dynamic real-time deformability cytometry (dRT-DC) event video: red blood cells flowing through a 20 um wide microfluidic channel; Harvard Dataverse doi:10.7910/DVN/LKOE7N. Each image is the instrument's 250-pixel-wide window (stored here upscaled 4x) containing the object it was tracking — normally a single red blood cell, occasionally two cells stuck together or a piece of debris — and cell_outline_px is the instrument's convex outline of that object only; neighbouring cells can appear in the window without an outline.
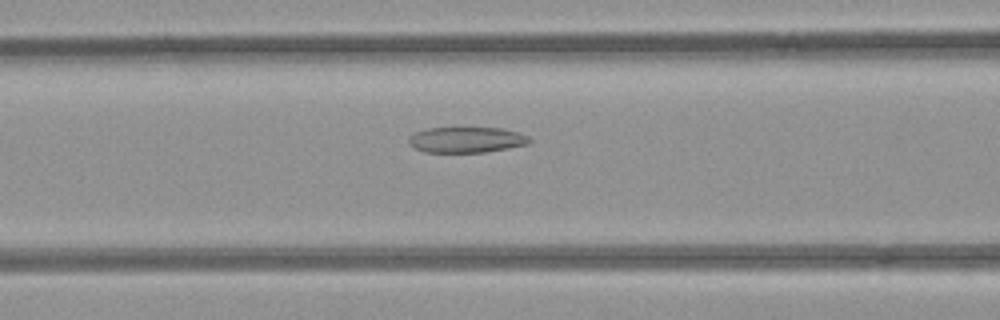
{"species": "common noctule bat (a hibernating species)", "species_latin": "Nyctalus noctula", "temperature_condition": "room temperature", "stored_images_in_passage": 30, "segment_of_instrument_passage": [1, 2], "camera_frame_rate_fps": 3000, "um_per_image_px": 0.085, "animal": {"sex": "female", "body_mass_g": 21.9}, "frame": {"image": 1, "passage_image": 10, "time_ms": 3.0, "image_size_px": [1000, 320], "cell_outline_px": [[532, 140], [528, 144], [508, 148], [484, 152], [424, 152], [408, 144], [408, 136], [416, 132], [428, 128], [504, 128], [520, 132], [528, 136]], "centroid_in_image_um": [39.66, 11.88], "position_along_channel_um": 126.9, "area_um2": 18.15}}
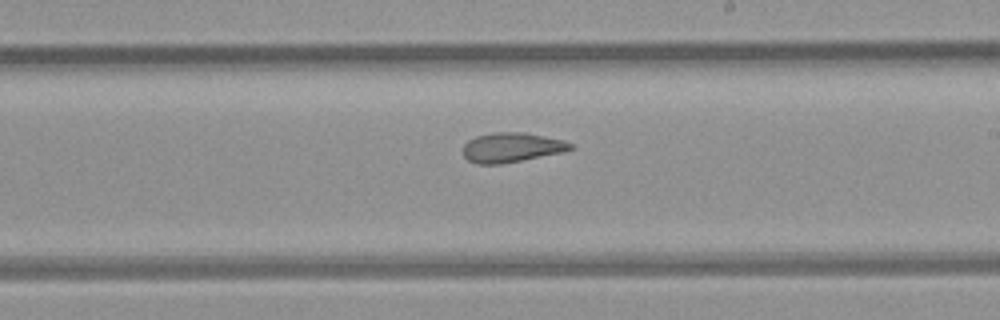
{"frame": {"image": 2, "passage_image": 19, "time_ms": 6.0, "image_size_px": [1000, 320], "cell_outline_px": [[572, 148], [560, 152], [500, 164], [476, 164], [468, 160], [464, 156], [464, 144], [468, 140], [476, 136], [492, 132], [524, 132], [564, 140], [572, 144]], "centroid_in_image_um": [43.43, 12.52], "position_along_channel_um": 245.6, "area_um2": 18.26}}
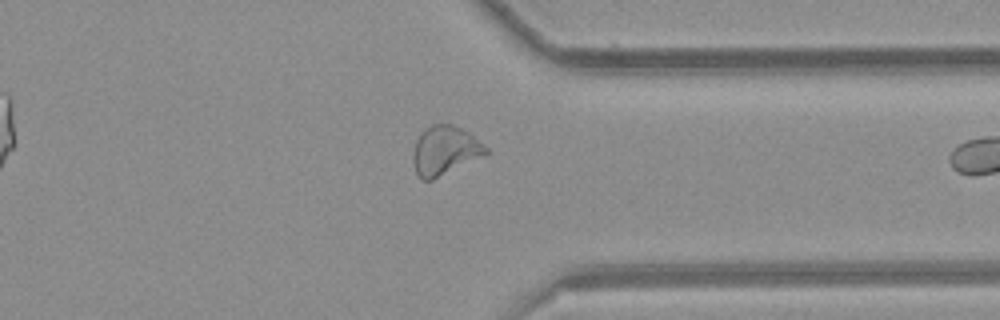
{"frame": {"image": 3, "passage_image": 29, "time_ms": 9.333, "image_size_px": [1000, 320], "cell_outline_px": [[488, 152], [432, 180], [424, 180], [416, 172], [412, 160], [412, 156], [416, 140], [420, 132], [424, 128], [432, 124], [452, 124], [468, 132], [488, 148]], "centroid_in_image_um": [37.76, 12.76], "position_along_channel_um": 373.6, "area_um2": 20.35}}